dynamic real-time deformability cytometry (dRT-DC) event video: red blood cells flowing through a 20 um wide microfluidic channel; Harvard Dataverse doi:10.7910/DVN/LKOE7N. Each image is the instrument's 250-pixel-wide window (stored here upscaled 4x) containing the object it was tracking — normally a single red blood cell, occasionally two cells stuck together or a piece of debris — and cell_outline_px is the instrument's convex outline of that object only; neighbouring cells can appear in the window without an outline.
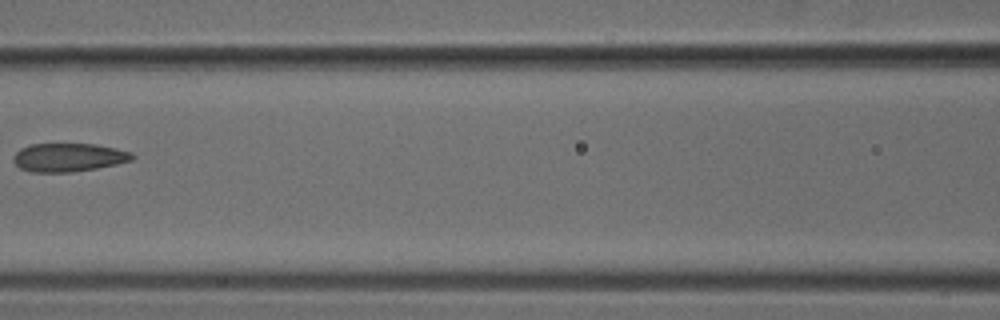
{"species": "common noctule bat (a hibernating species)", "species_latin": "Nyctalus noctula", "temperature_condition": "cold", "stored_images_in_passage": 6, "segment_of_instrument_passage": [1, 2], "camera_frame_rate_fps": 3000, "um_per_image_px": 0.085, "animal": {"sex": "male", "body_mass_g": 18.8}, "frame": {"image": 1, "passage_image": 4, "time_ms": 1.0, "image_size_px": [1000, 320], "cell_outline_px": [[136, 156], [132, 160], [116, 164], [96, 168], [72, 172], [32, 172], [20, 168], [12, 160], [12, 156], [20, 148], [28, 144], [96, 144], [116, 148], [132, 152]], "centroid_in_image_um": [5.82, 13.37], "position_along_channel_um": 160.8, "area_um2": 19.83}}
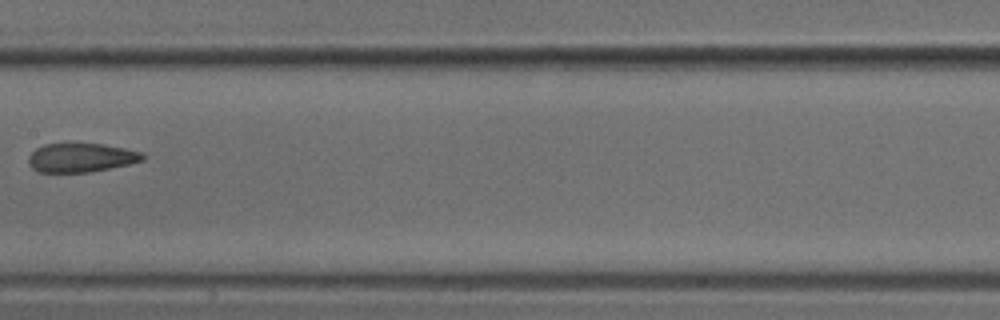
{"frame": {"image": 2, "passage_image": 5, "time_ms": 1.333, "image_size_px": [1000, 320], "cell_outline_px": [[148, 156], [144, 160], [128, 164], [88, 172], [40, 172], [32, 168], [28, 164], [28, 156], [36, 148], [44, 144], [104, 144], [124, 148], [140, 152]], "centroid_in_image_um": [6.88, 13.4], "position_along_channel_um": 200.5, "area_um2": 19.13}}